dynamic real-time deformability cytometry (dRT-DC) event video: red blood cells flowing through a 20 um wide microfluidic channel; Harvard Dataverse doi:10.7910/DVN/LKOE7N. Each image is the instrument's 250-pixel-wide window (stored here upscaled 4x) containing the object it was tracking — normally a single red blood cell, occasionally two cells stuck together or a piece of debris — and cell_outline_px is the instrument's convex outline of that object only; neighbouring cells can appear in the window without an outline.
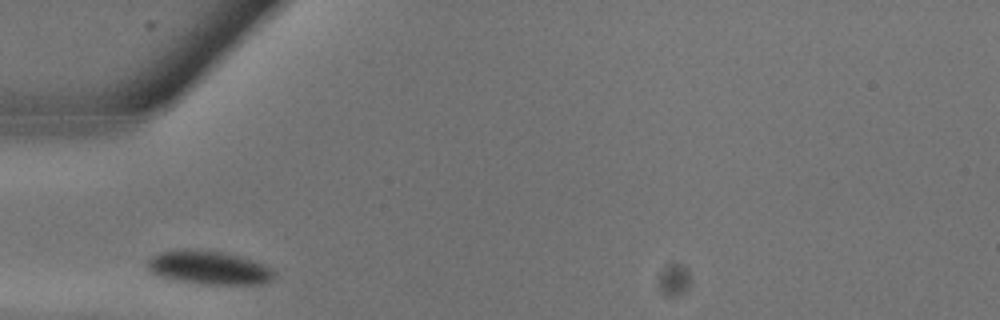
{"species": "common noctule bat (a hibernating species)", "species_latin": "Nyctalus noctula", "temperature_condition": "warm", "stored_images_in_passage": 12, "camera_frame_rate_fps": 3000, "um_per_image_px": 0.085, "animal": {"sex": "male", "body_mass_g": 13.3}, "frame": {"image": 1, "passage_image": 1, "time_ms": 0.0, "image_size_px": [1000, 320], "cell_outline_px": [[276, 272], [268, 280], [260, 284], [212, 284], [180, 280], [160, 276], [152, 272], [148, 268], [148, 260], [152, 256], [160, 252], [188, 248], [192, 248], [224, 252], [240, 256], [264, 264], [272, 268]], "centroid_in_image_um": [17.76, 22.72], "position_along_channel_um": 67.2, "area_um2": 24.45}}
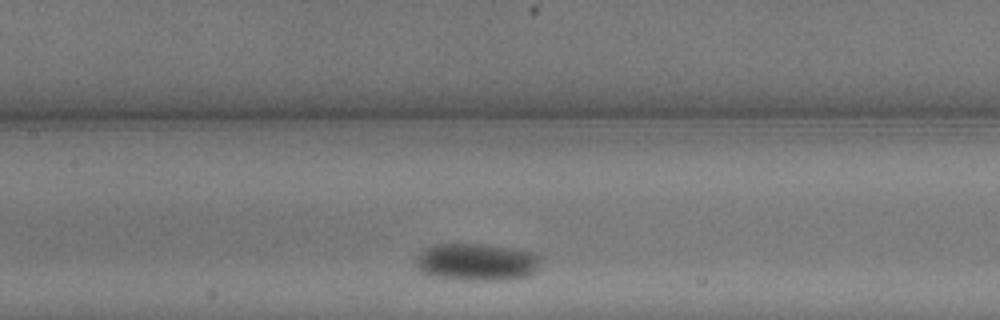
{"frame": {"image": 2, "passage_image": 5, "time_ms": 1.333, "image_size_px": [1000, 320], "cell_outline_px": [[544, 256], [540, 268], [528, 276], [508, 280], [464, 280], [428, 276], [420, 272], [416, 264], [416, 260], [428, 248], [436, 244], [480, 244], [512, 248]], "centroid_in_image_um": [40.59, 22.3], "position_along_channel_um": 166.8, "area_um2": 27.28}}
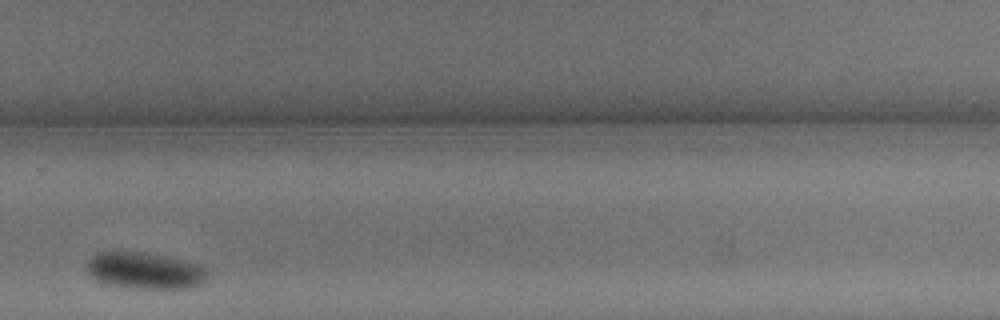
{"frame": {"image": 3, "passage_image": 11, "time_ms": 3.333, "image_size_px": [1000, 320], "cell_outline_px": [[208, 272], [204, 280], [200, 284], [192, 288], [132, 288], [108, 284], [92, 276], [84, 268], [88, 260], [92, 256], [100, 252], [112, 248], [116, 248], [144, 252], [204, 264], [208, 268]], "centroid_in_image_um": [12.3, 22.95], "position_along_channel_um": 317.5, "area_um2": 26.47}}